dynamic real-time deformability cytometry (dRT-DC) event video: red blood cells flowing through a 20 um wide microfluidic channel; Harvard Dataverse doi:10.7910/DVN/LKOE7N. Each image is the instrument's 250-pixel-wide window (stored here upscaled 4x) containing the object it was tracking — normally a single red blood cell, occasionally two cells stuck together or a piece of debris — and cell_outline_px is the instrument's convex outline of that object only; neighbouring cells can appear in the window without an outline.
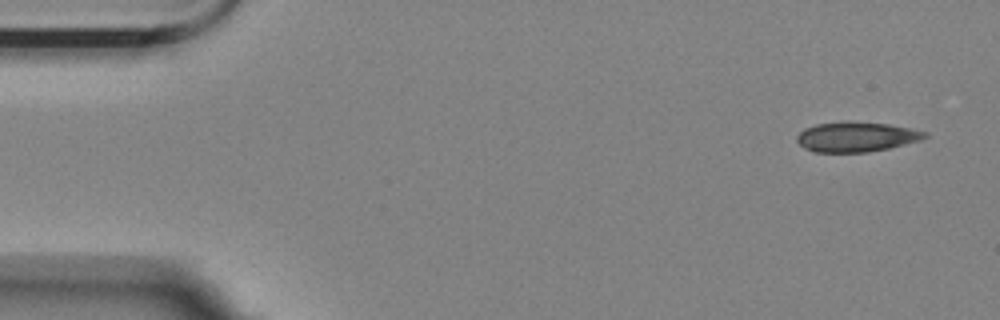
{"species": "Egyptian fruit bat (a non-hibernating species)", "species_latin": "Rousettus aegyptiacus", "temperature_condition": "room temperature", "stored_images_in_passage": 5, "camera_frame_rate_fps": 3000, "um_per_image_px": 0.085, "animal": {"sex": "female"}, "frame": {"image": 1, "passage_image": 1, "time_ms": 0.0, "image_size_px": [1000, 320], "cell_outline_px": [[928, 136], [920, 140], [888, 148], [868, 152], [812, 152], [804, 148], [796, 140], [796, 136], [804, 128], [816, 124], [888, 124], [928, 132]], "centroid_in_image_um": [72.77, 11.68], "position_along_channel_um": 12.2, "area_um2": 21.39}}
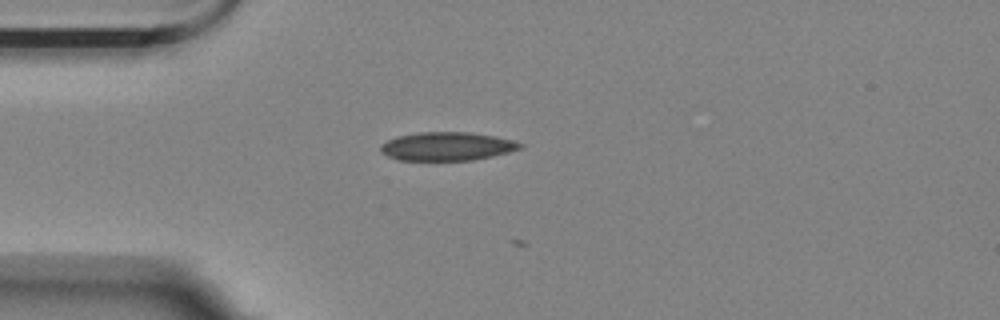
{"frame": {"image": 2, "passage_image": 4, "time_ms": 1.0, "image_size_px": [1000, 320], "cell_outline_px": [[524, 148], [492, 156], [472, 160], [396, 160], [380, 152], [380, 144], [396, 136], [420, 132], [468, 132], [496, 136], [512, 140], [524, 144]], "centroid_in_image_um": [37.99, 12.44], "position_along_channel_um": 47.0, "area_um2": 23.29}}